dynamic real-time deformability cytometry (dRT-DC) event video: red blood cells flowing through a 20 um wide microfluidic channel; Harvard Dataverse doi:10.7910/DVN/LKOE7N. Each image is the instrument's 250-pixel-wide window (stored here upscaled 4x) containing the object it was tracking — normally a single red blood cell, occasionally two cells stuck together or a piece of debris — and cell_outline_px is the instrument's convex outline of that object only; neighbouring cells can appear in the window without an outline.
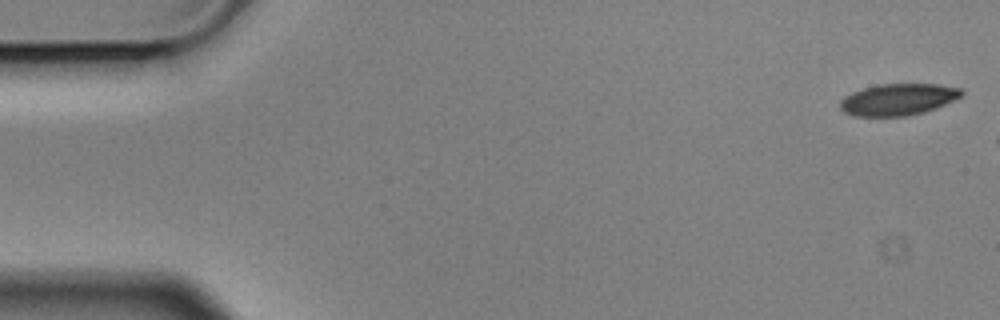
{"species": "Egyptian fruit bat (a non-hibernating species)", "species_latin": "Rousettus aegyptiacus", "temperature_condition": "cold", "stored_images_in_passage": 6, "segment_of_instrument_passage": [1, 2], "camera_frame_rate_fps": 3000, "um_per_image_px": 0.085, "animal": {"sex": "male"}, "frame": {"image": 1, "passage_image": 1, "time_ms": 0.0, "image_size_px": [1000, 320], "cell_outline_px": [[964, 92], [960, 96], [936, 108], [924, 112], [908, 116], [852, 116], [844, 112], [840, 108], [840, 100], [844, 96], [852, 92], [864, 88], [880, 84], [940, 84], [960, 88]], "centroid_in_image_um": [76.31, 8.46], "position_along_channel_um": 8.7, "area_um2": 22.37}}
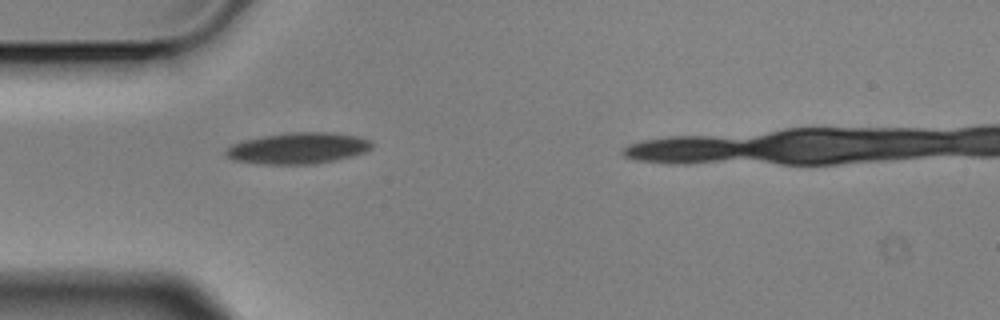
{"frame": {"image": 2, "passage_image": 4, "time_ms": 1.0, "image_size_px": [1000, 320], "cell_outline_px": [[372, 148], [364, 152], [352, 156], [336, 160], [316, 164], [264, 164], [232, 160], [224, 152], [232, 144], [244, 140], [264, 136], [288, 132], [332, 132], [360, 136], [372, 140]], "centroid_in_image_um": [25.38, 12.59], "position_along_channel_um": 59.6, "area_um2": 26.7}}
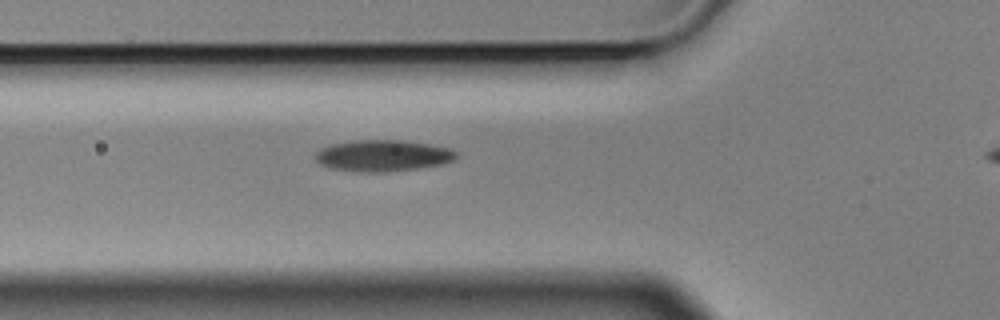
{"frame": {"image": 3, "passage_image": 5, "time_ms": 1.333, "image_size_px": [1000, 320], "cell_outline_px": [[456, 160], [440, 164], [416, 168], [380, 172], [364, 172], [328, 168], [320, 164], [316, 160], [316, 152], [320, 148], [328, 144], [352, 140], [400, 140], [432, 144], [452, 148], [456, 152]], "centroid_in_image_um": [32.52, 13.21], "position_along_channel_um": 93.3, "area_um2": 25.89}}